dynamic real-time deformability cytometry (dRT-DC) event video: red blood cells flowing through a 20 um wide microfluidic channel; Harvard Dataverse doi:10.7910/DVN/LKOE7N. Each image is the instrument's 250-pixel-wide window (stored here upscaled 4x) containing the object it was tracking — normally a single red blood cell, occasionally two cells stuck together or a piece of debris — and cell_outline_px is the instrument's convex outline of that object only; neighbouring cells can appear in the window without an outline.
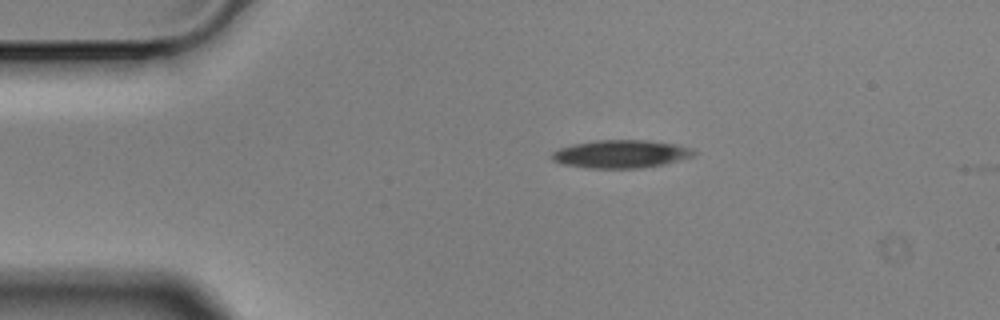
{"species": "Egyptian fruit bat (a non-hibernating species)", "species_latin": "Rousettus aegyptiacus", "temperature_condition": "cold", "stored_images_in_passage": 2, "camera_frame_rate_fps": 3000, "um_per_image_px": 0.085, "animal": {"sex": "male"}, "frame": {"image": 1, "passage_image": 2, "time_ms": 0.333, "image_size_px": [1000, 320], "cell_outline_px": [[696, 152], [692, 156], [660, 164], [640, 168], [588, 168], [560, 164], [552, 160], [548, 156], [552, 152], [560, 148], [572, 144], [596, 140], [648, 140], [676, 144], [692, 148]], "centroid_in_image_um": [52.69, 13.08], "position_along_channel_um": 32.3, "area_um2": 23.12}}